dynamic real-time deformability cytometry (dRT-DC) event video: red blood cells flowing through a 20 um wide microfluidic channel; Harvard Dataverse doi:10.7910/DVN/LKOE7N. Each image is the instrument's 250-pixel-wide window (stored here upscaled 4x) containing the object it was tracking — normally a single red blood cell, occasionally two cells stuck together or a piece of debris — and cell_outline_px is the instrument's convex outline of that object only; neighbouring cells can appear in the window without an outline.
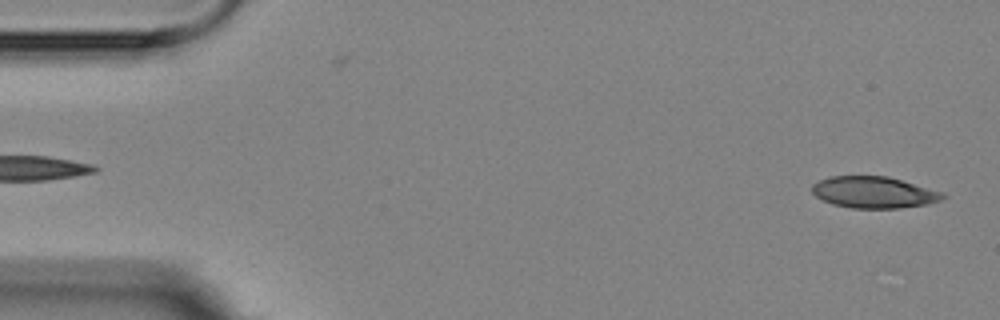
{"species": "Egyptian fruit bat (a non-hibernating species)", "species_latin": "Rousettus aegyptiacus", "temperature_condition": "room temperature", "stored_images_in_passage": 5, "segment_of_instrument_passage": [2, 2], "camera_frame_rate_fps": 3000, "um_per_image_px": 0.085, "animal": {"sex": "female"}, "frame": {"image": 1, "passage_image": 5, "time_ms": 4.667, "image_size_px": [1000, 320], "cell_outline_px": [[948, 196], [940, 200], [928, 204], [900, 208], [852, 208], [832, 204], [816, 196], [812, 192], [812, 184], [828, 176], [888, 176], [944, 192]], "centroid_in_image_um": [74.3, 16.34], "position_along_channel_um": 10.7, "area_um2": 24.1}}